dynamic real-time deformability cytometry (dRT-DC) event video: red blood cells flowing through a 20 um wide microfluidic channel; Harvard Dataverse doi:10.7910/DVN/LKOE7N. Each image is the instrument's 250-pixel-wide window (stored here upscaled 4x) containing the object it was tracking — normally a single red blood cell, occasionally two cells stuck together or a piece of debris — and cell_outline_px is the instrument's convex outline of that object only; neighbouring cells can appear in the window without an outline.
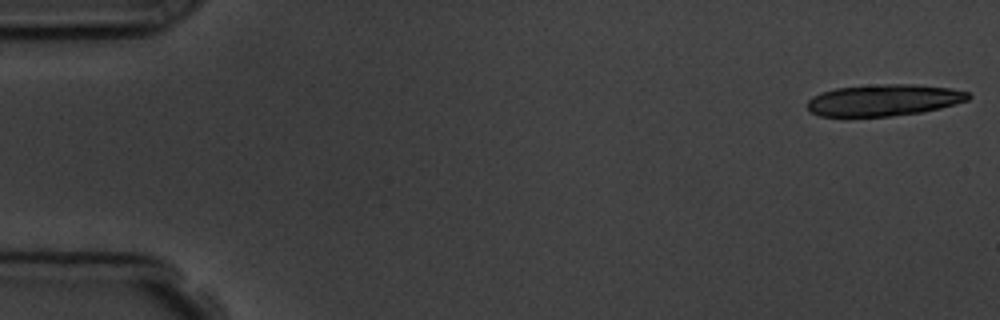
{"species": "common noctule bat (a hibernating species)", "species_latin": "Nyctalus noctula", "temperature_condition": "room temperature", "stored_images_in_passage": 6, "camera_frame_rate_fps": 3000, "um_per_image_px": 0.085, "animal": {"sex": "male", "body_mass_g": 19.5, "forearm_length_mm": 54.6}, "frame": {"image": 1, "passage_image": 1, "time_ms": 0.0, "image_size_px": [1000, 320], "cell_outline_px": [[972, 96], [968, 100], [956, 104], [940, 108], [920, 112], [892, 116], [844, 120], [820, 116], [812, 112], [804, 104], [812, 96], [836, 88], [884, 84], [916, 84], [952, 88], [968, 92]], "centroid_in_image_um": [75.06, 8.56], "position_along_channel_um": 9.9, "area_um2": 30.63}}
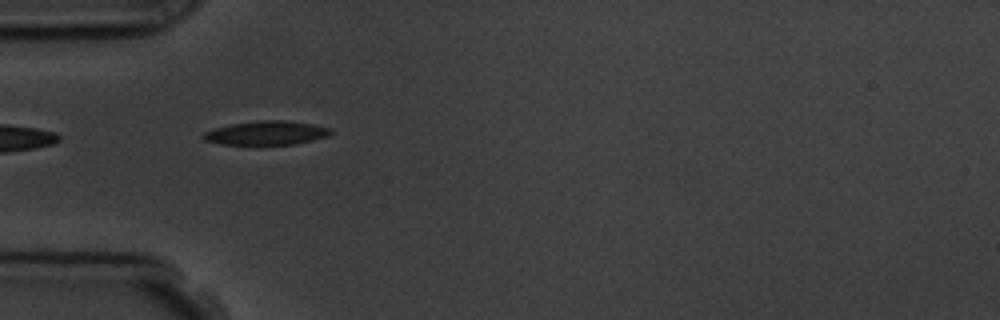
{"frame": {"image": 2, "passage_image": 5, "time_ms": 5.333, "image_size_px": [1000, 320], "cell_outline_px": [[332, 132], [328, 136], [296, 144], [260, 148], [256, 148], [220, 144], [204, 140], [200, 136], [204, 132], [216, 128], [232, 124], [256, 120], [284, 120], [312, 124], [332, 128]], "centroid_in_image_um": [22.6, 11.36], "position_along_channel_um": 62.4, "area_um2": 18.84}}